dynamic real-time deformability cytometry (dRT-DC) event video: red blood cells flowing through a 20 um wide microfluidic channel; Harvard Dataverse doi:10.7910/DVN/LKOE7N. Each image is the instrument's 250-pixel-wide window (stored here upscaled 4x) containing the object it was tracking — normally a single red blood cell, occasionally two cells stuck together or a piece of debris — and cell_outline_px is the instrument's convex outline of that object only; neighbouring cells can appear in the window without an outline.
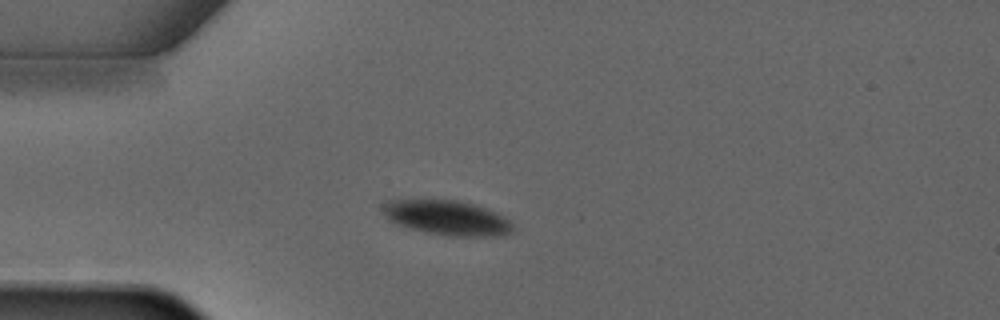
{"species": "common noctule bat (a hibernating species)", "species_latin": "Nyctalus noctula", "temperature_condition": "warm", "stored_images_in_passage": 4, "camera_frame_rate_fps": 3000, "um_per_image_px": 0.085, "animal": {"sex": "male", "forearm_length_mm": 52.5}, "frame": {"image": 1, "passage_image": 3, "time_ms": 3.0, "image_size_px": [1000, 320], "cell_outline_px": [[516, 232], [500, 236], [448, 236], [428, 232], [412, 228], [400, 224], [392, 220], [380, 208], [380, 204], [384, 200], [432, 196], [460, 200], [496, 212], [512, 220], [516, 224]], "centroid_in_image_um": [38.03, 18.44], "position_along_channel_um": 47.0, "area_um2": 27.57}}